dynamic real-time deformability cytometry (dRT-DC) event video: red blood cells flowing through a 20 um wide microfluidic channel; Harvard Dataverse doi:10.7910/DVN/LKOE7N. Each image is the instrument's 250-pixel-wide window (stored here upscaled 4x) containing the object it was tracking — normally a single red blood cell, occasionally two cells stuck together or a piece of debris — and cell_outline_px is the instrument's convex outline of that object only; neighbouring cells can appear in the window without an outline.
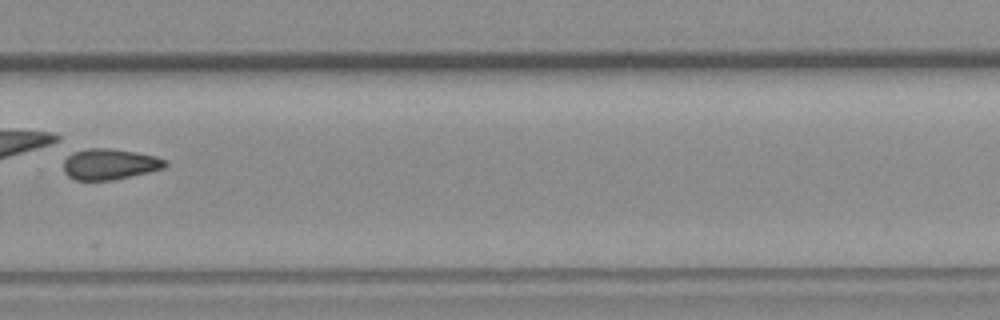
{"species": "common noctule bat (a hibernating species)", "species_latin": "Nyctalus noctula", "temperature_condition": "room temperature", "stored_images_in_passage": 14, "camera_frame_rate_fps": 3000, "um_per_image_px": 0.085, "animal": {"sex": "female", "body_mass_g": 19.3, "forearm_length_mm": 54.1}, "frame": {"image": 1, "passage_image": 10, "time_ms": 11.333, "image_size_px": [1000, 320], "cell_outline_px": [[168, 164], [164, 168], [148, 172], [112, 180], [76, 180], [68, 176], [64, 172], [64, 160], [68, 148], [108, 148], [136, 152], [156, 156], [164, 160]], "centroid_in_image_um": [9.21, 13.92], "position_along_channel_um": 320.6, "area_um2": 18.73}}